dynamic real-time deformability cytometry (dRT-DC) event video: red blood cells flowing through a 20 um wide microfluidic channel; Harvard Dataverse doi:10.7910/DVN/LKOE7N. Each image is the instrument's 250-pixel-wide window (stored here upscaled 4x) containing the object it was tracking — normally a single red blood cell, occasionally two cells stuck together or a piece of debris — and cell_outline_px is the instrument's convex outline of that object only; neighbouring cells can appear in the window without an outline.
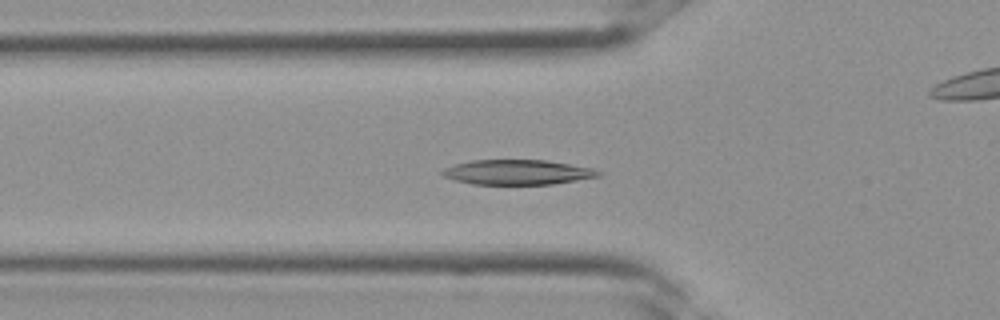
{"species": "Egyptian fruit bat (a non-hibernating species)", "species_latin": "Rousettus aegyptiacus", "temperature_condition": "room temperature", "stored_images_in_passage": 36, "camera_frame_rate_fps": 3000, "um_per_image_px": 0.085, "frame": {"image": 1, "passage_image": 12, "time_ms": 3.667, "image_size_px": [1000, 320], "cell_outline_px": [[604, 172], [600, 176], [552, 184], [472, 184], [456, 180], [444, 176], [440, 172], [444, 168], [456, 164], [472, 160], [548, 160], [592, 168]], "centroid_in_image_um": [44.01, 14.63], "position_along_channel_um": 81.8, "area_um2": 22.54}}
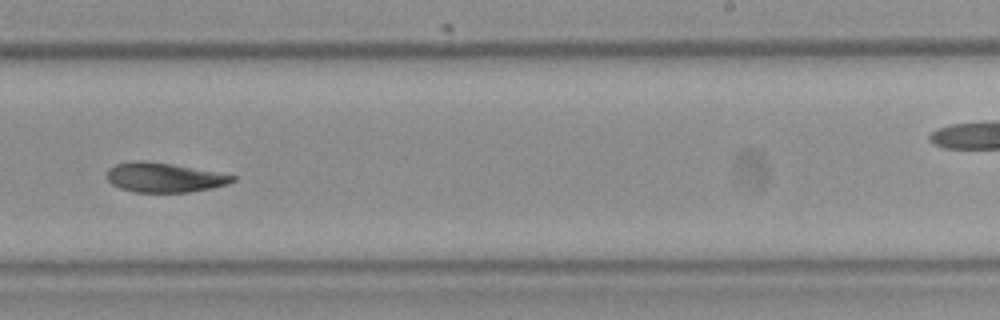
{"frame": {"image": 2, "passage_image": 22, "time_ms": 7.0, "image_size_px": [1000, 320], "cell_outline_px": [[236, 180], [228, 184], [212, 188], [188, 192], [132, 192], [120, 188], [112, 184], [108, 180], [108, 168], [116, 164], [136, 160], [144, 160], [172, 164], [236, 176]], "centroid_in_image_um": [13.94, 15.09], "position_along_channel_um": 275.1, "area_um2": 21.5}}
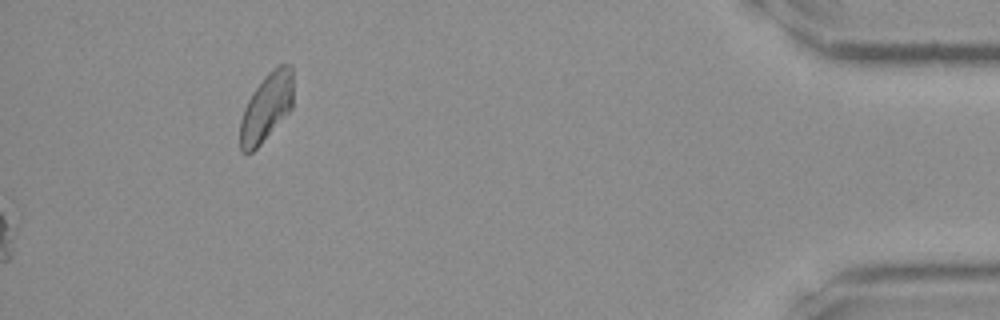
{"frame": {"image": 3, "passage_image": 36, "time_ms": 11.667, "image_size_px": [1000, 320], "cell_outline_px": [[292, 108], [260, 144], [252, 152], [244, 152], [240, 148], [240, 120], [244, 108], [252, 92], [264, 76], [272, 68], [280, 64], [288, 64], [292, 68]], "centroid_in_image_um": [22.64, 9.09], "position_along_channel_um": 412.6, "area_um2": 20.87}}